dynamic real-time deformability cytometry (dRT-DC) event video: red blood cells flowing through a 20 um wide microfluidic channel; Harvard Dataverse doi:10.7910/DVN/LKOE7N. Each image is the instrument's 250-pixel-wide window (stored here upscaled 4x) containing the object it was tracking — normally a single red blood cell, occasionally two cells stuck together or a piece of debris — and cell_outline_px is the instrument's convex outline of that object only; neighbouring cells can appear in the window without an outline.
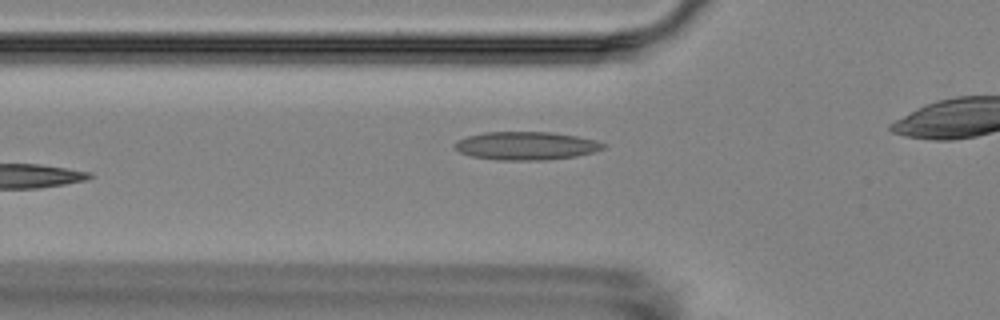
{"species": "Egyptian fruit bat (a non-hibernating species)", "species_latin": "Rousettus aegyptiacus", "temperature_condition": "room temperature", "stored_images_in_passage": 8, "camera_frame_rate_fps": 3000, "um_per_image_px": 0.085, "animal": {"sex": "female"}, "frame": {"image": 1, "passage_image": 6, "time_ms": 6.667, "image_size_px": [1000, 320], "cell_outline_px": [[608, 144], [604, 148], [592, 152], [576, 156], [548, 160], [496, 160], [472, 156], [460, 152], [452, 144], [456, 140], [468, 136], [484, 132], [552, 132], [576, 136], [596, 140]], "centroid_in_image_um": [44.72, 12.39], "position_along_channel_um": 81.1, "area_um2": 24.51}}